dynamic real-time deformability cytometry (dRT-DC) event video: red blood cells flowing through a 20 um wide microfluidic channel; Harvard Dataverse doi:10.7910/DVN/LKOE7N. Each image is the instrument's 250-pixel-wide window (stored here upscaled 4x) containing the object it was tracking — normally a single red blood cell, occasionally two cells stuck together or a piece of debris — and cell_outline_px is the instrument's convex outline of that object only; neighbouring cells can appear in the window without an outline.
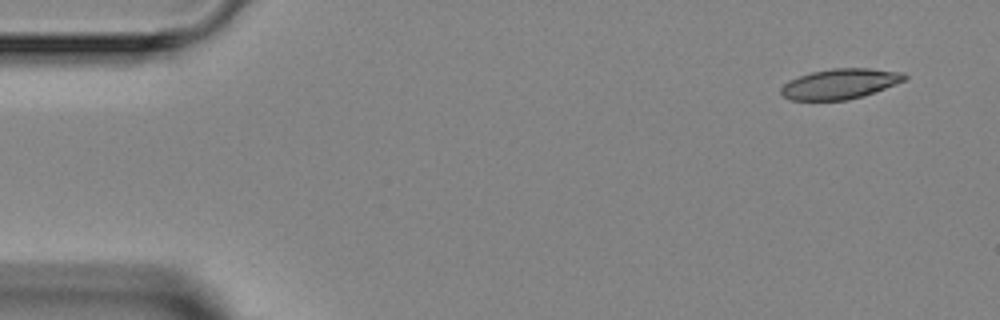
{"species": "Egyptian fruit bat (a non-hibernating species)", "species_latin": "Rousettus aegyptiacus", "temperature_condition": "room temperature", "stored_images_in_passage": 2, "segment_of_instrument_passage": [2, 2], "camera_frame_rate_fps": 3000, "um_per_image_px": 0.085, "animal": {"sex": "female"}, "frame": {"image": 1, "passage_image": 2, "time_ms": 2.0, "image_size_px": [1000, 320], "cell_outline_px": [[908, 80], [864, 96], [848, 100], [792, 100], [784, 96], [780, 92], [780, 88], [788, 80], [812, 72], [832, 68], [868, 68], [904, 72], [908, 76]], "centroid_in_image_um": [71.45, 7.12], "position_along_channel_um": 13.5, "area_um2": 21.96}}